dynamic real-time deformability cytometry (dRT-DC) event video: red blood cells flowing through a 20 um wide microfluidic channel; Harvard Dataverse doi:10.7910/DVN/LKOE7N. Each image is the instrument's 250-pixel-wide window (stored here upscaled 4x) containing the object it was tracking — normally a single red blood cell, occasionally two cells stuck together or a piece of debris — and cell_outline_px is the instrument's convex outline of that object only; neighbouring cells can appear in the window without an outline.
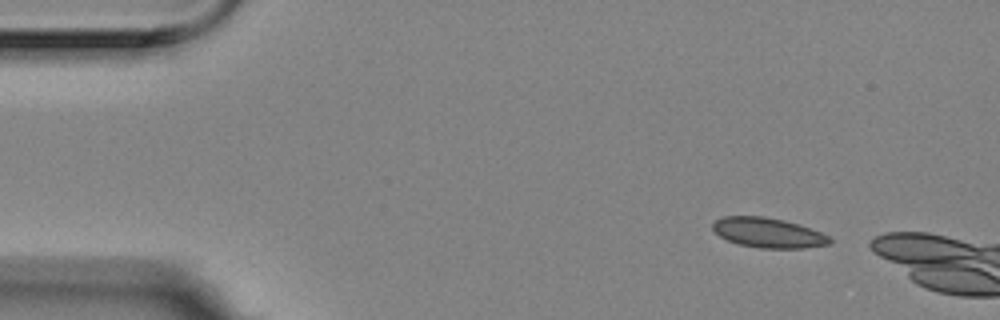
{"species": "Egyptian fruit bat (a non-hibernating species)", "species_latin": "Rousettus aegyptiacus", "temperature_condition": "room temperature", "stored_images_in_passage": 6, "camera_frame_rate_fps": 3000, "um_per_image_px": 0.085, "animal": {"sex": "female"}, "frame": {"image": 1, "passage_image": 1, "time_ms": 0.0, "image_size_px": [1000, 320], "cell_outline_px": [[832, 244], [804, 248], [760, 248], [740, 244], [728, 240], [720, 236], [712, 228], [712, 224], [716, 220], [724, 216], [764, 216], [784, 220], [800, 224], [820, 232], [828, 236], [832, 240]], "centroid_in_image_um": [65.32, 19.78], "position_along_channel_um": 19.7, "area_um2": 20.35}}